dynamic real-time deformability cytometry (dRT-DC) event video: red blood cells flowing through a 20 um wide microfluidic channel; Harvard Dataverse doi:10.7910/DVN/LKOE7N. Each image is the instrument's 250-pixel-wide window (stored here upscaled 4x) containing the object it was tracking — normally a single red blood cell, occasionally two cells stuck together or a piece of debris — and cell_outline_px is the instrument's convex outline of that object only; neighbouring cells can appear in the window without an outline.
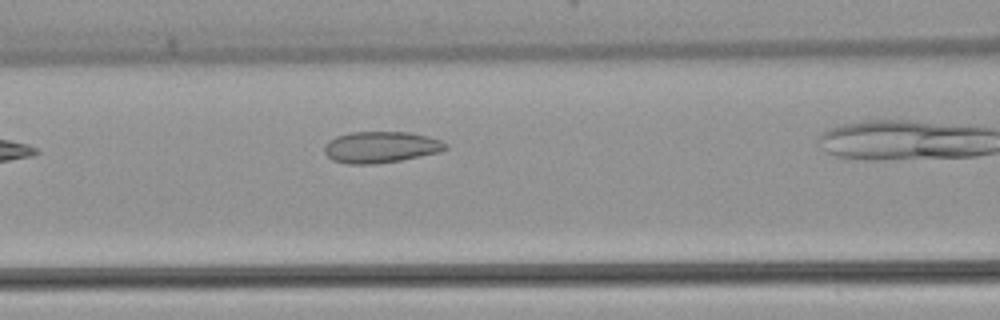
{"species": "common noctule bat (a hibernating species)", "species_latin": "Nyctalus noctula", "temperature_condition": "warm", "stored_images_in_passage": 5, "camera_frame_rate_fps": 3000, "um_per_image_px": 0.085, "animal": {"sex": "female", "body_mass_g": 22.7, "forearm_length_mm": 54.2}, "frame": {"image": 1, "passage_image": 4, "time_ms": 3.667, "image_size_px": [1000, 320], "cell_outline_px": [[448, 148], [440, 152], [400, 160], [372, 164], [348, 164], [332, 160], [324, 152], [324, 148], [328, 140], [336, 136], [352, 132], [408, 132], [428, 136], [440, 140], [448, 144]], "centroid_in_image_um": [32.36, 12.5], "position_along_channel_um": 134.2, "area_um2": 22.14}}